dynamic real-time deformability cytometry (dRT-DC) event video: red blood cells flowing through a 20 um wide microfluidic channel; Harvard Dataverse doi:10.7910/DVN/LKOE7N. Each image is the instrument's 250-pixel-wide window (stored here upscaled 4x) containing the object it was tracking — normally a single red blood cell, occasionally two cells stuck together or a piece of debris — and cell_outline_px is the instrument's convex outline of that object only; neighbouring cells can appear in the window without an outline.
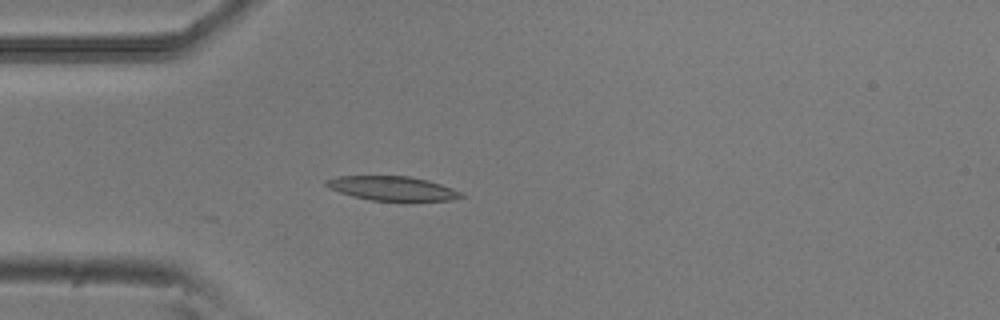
{"species": "common noctule bat (a hibernating species)", "species_latin": "Nyctalus noctula", "temperature_condition": "room temperature", "stored_images_in_passage": 5, "camera_frame_rate_fps": 3000, "um_per_image_px": 0.085, "animal": {"sex": "male", "body_mass_g": 20.5, "forearm_length_mm": 52.5}, "frame": {"image": 1, "passage_image": 5, "time_ms": 1.333, "image_size_px": [1000, 320], "cell_outline_px": [[464, 196], [452, 200], [372, 200], [352, 196], [340, 192], [324, 184], [324, 180], [336, 176], [408, 176], [428, 180], [452, 188], [460, 192]], "centroid_in_image_um": [33.32, 16.0], "position_along_channel_um": 51.7, "area_um2": 18.73}}